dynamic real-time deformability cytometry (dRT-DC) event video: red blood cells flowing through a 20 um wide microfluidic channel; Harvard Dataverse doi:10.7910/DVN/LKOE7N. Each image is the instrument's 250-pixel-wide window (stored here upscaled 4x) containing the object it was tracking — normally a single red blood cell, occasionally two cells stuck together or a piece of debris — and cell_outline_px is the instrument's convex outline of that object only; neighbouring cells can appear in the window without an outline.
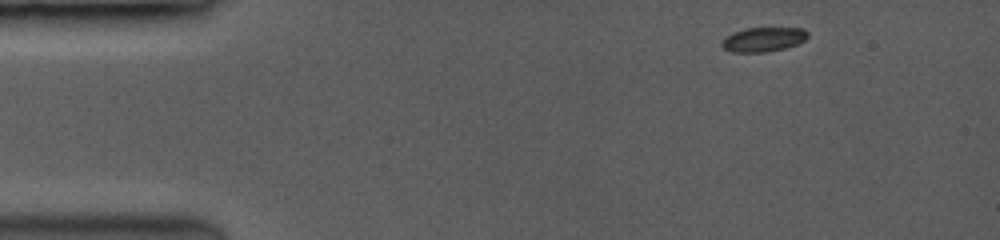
{"species": "common noctule bat (a hibernating species)", "species_latin": "Nyctalus noctula", "temperature_condition": "room temperature", "stored_images_in_passage": 65, "camera_frame_rate_fps": 3500, "um_per_image_px": 0.085, "animal": {"sex": "female", "body_mass_g": 19.0, "forearm_length_mm": 53.3}, "frame": {"image": 1, "passage_image": 1, "time_ms": 0.0, "image_size_px": [1000, 240], "cell_outline_px": [[808, 36], [804, 40], [796, 44], [784, 48], [764, 52], [732, 52], [724, 48], [720, 44], [728, 36], [736, 32], [748, 28], [800, 28], [808, 32]], "centroid_in_image_um": [64.9, 3.35], "position_along_channel_um": 20.1, "area_um2": 11.85}}
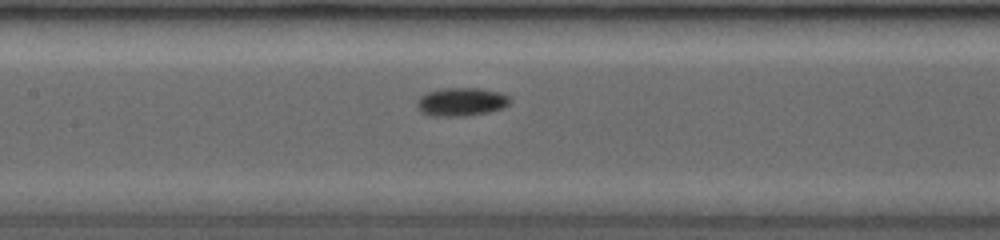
{"frame": {"image": 2, "passage_image": 31, "time_ms": 5.714, "image_size_px": [1000, 240], "cell_outline_px": [[508, 104], [500, 108], [484, 112], [464, 116], [436, 116], [424, 112], [420, 108], [420, 100], [428, 92], [444, 88], [476, 88], [496, 92], [508, 96]], "centroid_in_image_um": [39.23, 8.65], "position_along_channel_um": 168.2, "area_um2": 14.39}}
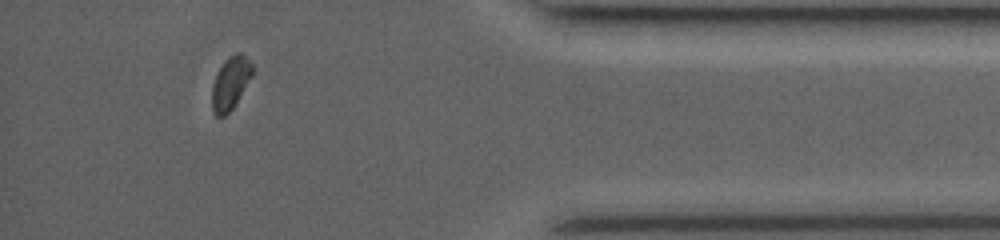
{"frame": {"image": 3, "passage_image": 59, "time_ms": 12.286, "image_size_px": [1000, 240], "cell_outline_px": [[252, 76], [232, 108], [224, 116], [216, 116], [212, 112], [212, 84], [216, 72], [224, 60], [228, 56], [236, 52], [240, 52], [252, 64]], "centroid_in_image_um": [19.56, 7.04], "position_along_channel_um": 415.6, "area_um2": 12.37}}